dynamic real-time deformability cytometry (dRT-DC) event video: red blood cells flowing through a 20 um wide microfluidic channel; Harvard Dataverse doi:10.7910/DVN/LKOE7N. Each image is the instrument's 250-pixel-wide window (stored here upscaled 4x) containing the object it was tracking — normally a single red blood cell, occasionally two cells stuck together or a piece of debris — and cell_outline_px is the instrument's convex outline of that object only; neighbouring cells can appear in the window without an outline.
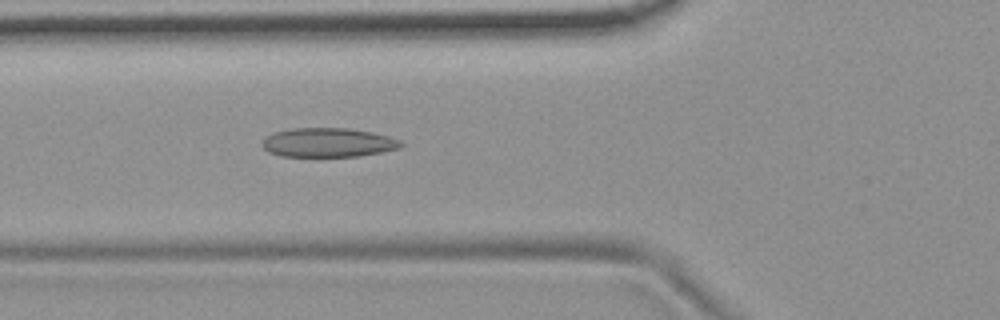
{"species": "common noctule bat (a hibernating species)", "species_latin": "Nyctalus noctula", "temperature_condition": "room temperature", "stored_images_in_passage": 6, "camera_frame_rate_fps": 3000, "um_per_image_px": 0.085, "animal": {"sex": "female", "body_mass_g": 19.9}, "frame": {"image": 1, "passage_image": 6, "time_ms": 5.667, "image_size_px": [1000, 320], "cell_outline_px": [[404, 144], [400, 148], [360, 156], [280, 156], [268, 152], [260, 144], [272, 132], [292, 128], [348, 128], [372, 132], [388, 136], [400, 140]], "centroid_in_image_um": [27.88, 12.11], "position_along_channel_um": 97.9, "area_um2": 23.58}}